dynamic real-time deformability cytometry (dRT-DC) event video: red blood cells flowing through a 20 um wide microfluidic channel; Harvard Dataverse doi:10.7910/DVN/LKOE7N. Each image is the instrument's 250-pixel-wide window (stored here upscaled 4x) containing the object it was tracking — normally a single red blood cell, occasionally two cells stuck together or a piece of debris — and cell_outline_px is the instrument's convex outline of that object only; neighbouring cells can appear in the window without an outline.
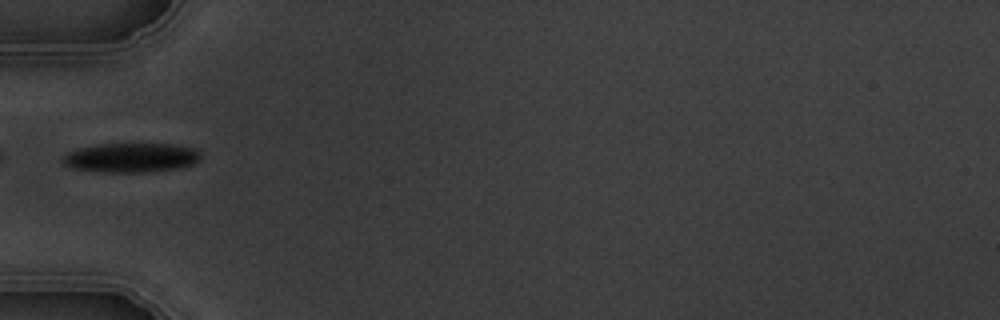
{"species": "common noctule bat (a hibernating species)", "species_latin": "Nyctalus noctula", "temperature_condition": "warm", "stored_images_in_passage": 7, "camera_frame_rate_fps": 3000, "um_per_image_px": 0.085, "animal": {"sex": "male", "body_mass_g": 19.5, "forearm_length_mm": 54.6}, "frame": {"image": 1, "passage_image": 3, "time_ms": 2.333, "image_size_px": [1000, 320], "cell_outline_px": [[200, 160], [192, 164], [176, 168], [144, 172], [104, 172], [72, 168], [64, 164], [60, 160], [64, 152], [76, 148], [100, 144], [172, 144], [196, 148], [200, 152]], "centroid_in_image_um": [11.08, 13.39], "position_along_channel_um": 73.9, "area_um2": 23.76}}